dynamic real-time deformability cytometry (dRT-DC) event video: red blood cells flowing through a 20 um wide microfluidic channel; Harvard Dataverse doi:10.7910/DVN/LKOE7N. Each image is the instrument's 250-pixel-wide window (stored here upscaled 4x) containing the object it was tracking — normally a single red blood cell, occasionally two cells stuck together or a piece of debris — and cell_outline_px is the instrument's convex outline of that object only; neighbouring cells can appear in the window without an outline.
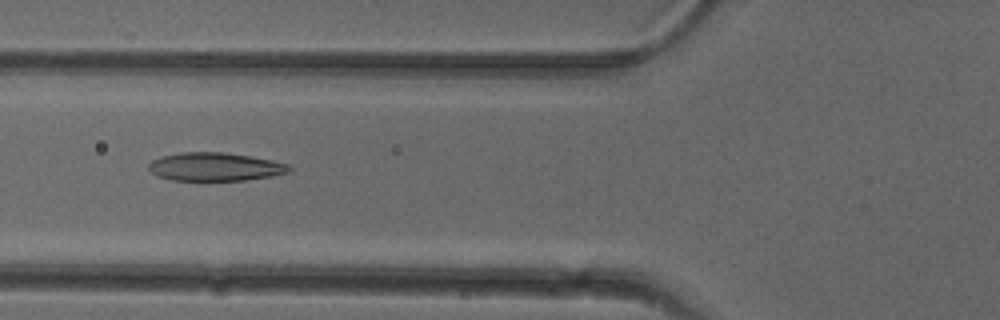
{"species": "common noctule bat (a hibernating species)", "species_latin": "Nyctalus noctula", "temperature_condition": "cold", "stored_images_in_passage": 37, "camera_frame_rate_fps": 3000, "um_per_image_px": 0.085, "animal": {"sex": "female"}, "frame": {"image": 1, "passage_image": 9, "time_ms": 2.667, "image_size_px": [1000, 320], "cell_outline_px": [[292, 172], [272, 176], [244, 180], [172, 180], [156, 176], [148, 168], [148, 164], [152, 160], [160, 156], [180, 152], [224, 152], [272, 160], [288, 164], [292, 168]], "centroid_in_image_um": [18.27, 14.17], "position_along_channel_um": 107.5, "area_um2": 23.29}}
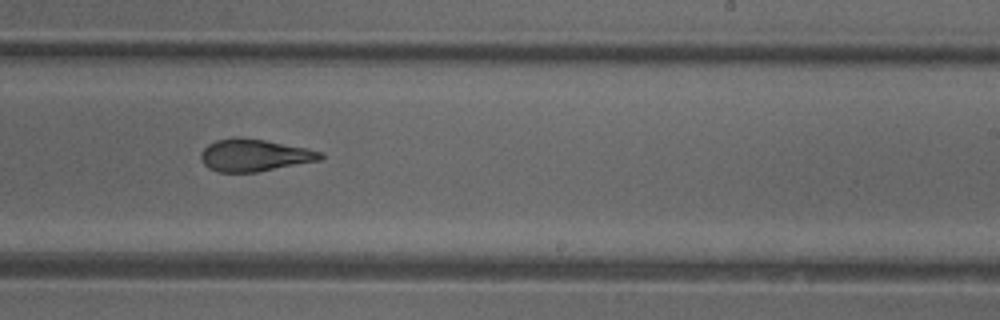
{"frame": {"image": 2, "passage_image": 21, "time_ms": 6.667, "image_size_px": [1000, 320], "cell_outline_px": [[324, 156], [320, 160], [256, 172], [216, 172], [208, 168], [204, 164], [200, 156], [200, 152], [208, 144], [216, 140], [232, 136], [236, 136], [264, 140], [308, 148], [320, 152]], "centroid_in_image_um": [21.57, 13.18], "position_along_channel_um": 267.4, "area_um2": 22.48}}
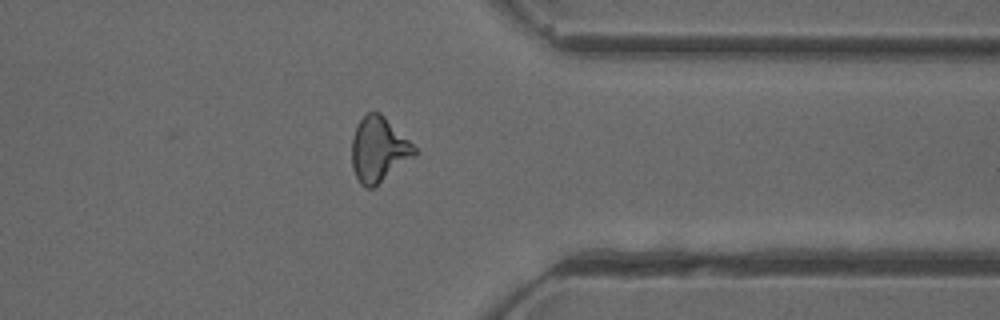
{"frame": {"image": 3, "passage_image": 30, "time_ms": 9.667, "image_size_px": [1000, 320], "cell_outline_px": [[416, 152], [412, 156], [372, 188], [364, 188], [360, 184], [352, 168], [352, 136], [360, 120], [368, 112], [380, 112], [416, 148]], "centroid_in_image_um": [32.13, 12.7], "position_along_channel_um": 379.3, "area_um2": 22.95}, "authors_computed_cell_mechanics": {"area_um2": 22.831, "velocity_mm_per_s": 3.9885, "shape_relaxation_time_tau1_ms": 9.2514, "shape_relaxation_time_tau2_ms": 2.0923, "deformation_change_tau1": 0.2401, "deformation_change_tau2": 0.1013}}